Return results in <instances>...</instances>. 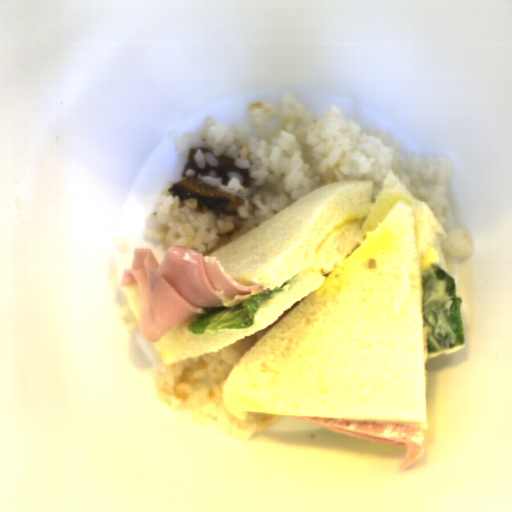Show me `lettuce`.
<instances>
[{
    "instance_id": "1",
    "label": "lettuce",
    "mask_w": 512,
    "mask_h": 512,
    "mask_svg": "<svg viewBox=\"0 0 512 512\" xmlns=\"http://www.w3.org/2000/svg\"><path fill=\"white\" fill-rule=\"evenodd\" d=\"M423 326H427V354L465 345L462 299L453 277L430 262L422 274Z\"/></svg>"
},
{
    "instance_id": "2",
    "label": "lettuce",
    "mask_w": 512,
    "mask_h": 512,
    "mask_svg": "<svg viewBox=\"0 0 512 512\" xmlns=\"http://www.w3.org/2000/svg\"><path fill=\"white\" fill-rule=\"evenodd\" d=\"M298 276L299 273L274 289H263L233 308L213 307L202 315H196L195 319L188 322L186 329L193 335H213L219 331L247 329L255 325V317L261 307L281 293L289 291L297 282Z\"/></svg>"
}]
</instances>
